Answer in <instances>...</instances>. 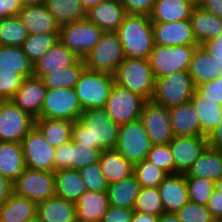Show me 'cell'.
I'll return each mask as SVG.
<instances>
[{"label":"cell","instance_id":"obj_1","mask_svg":"<svg viewBox=\"0 0 222 222\" xmlns=\"http://www.w3.org/2000/svg\"><path fill=\"white\" fill-rule=\"evenodd\" d=\"M119 128L105 108L86 109L73 122L72 141L94 149H115Z\"/></svg>","mask_w":222,"mask_h":222},{"label":"cell","instance_id":"obj_2","mask_svg":"<svg viewBox=\"0 0 222 222\" xmlns=\"http://www.w3.org/2000/svg\"><path fill=\"white\" fill-rule=\"evenodd\" d=\"M116 33L126 58H149L154 47V32L149 16L127 14Z\"/></svg>","mask_w":222,"mask_h":222},{"label":"cell","instance_id":"obj_3","mask_svg":"<svg viewBox=\"0 0 222 222\" xmlns=\"http://www.w3.org/2000/svg\"><path fill=\"white\" fill-rule=\"evenodd\" d=\"M114 83L151 100L155 78L148 59L125 58L113 74Z\"/></svg>","mask_w":222,"mask_h":222},{"label":"cell","instance_id":"obj_4","mask_svg":"<svg viewBox=\"0 0 222 222\" xmlns=\"http://www.w3.org/2000/svg\"><path fill=\"white\" fill-rule=\"evenodd\" d=\"M114 84V76L106 72L84 69L74 87L83 109L104 108Z\"/></svg>","mask_w":222,"mask_h":222},{"label":"cell","instance_id":"obj_5","mask_svg":"<svg viewBox=\"0 0 222 222\" xmlns=\"http://www.w3.org/2000/svg\"><path fill=\"white\" fill-rule=\"evenodd\" d=\"M197 46L155 45L149 55L150 67L155 80L178 71H188Z\"/></svg>","mask_w":222,"mask_h":222},{"label":"cell","instance_id":"obj_6","mask_svg":"<svg viewBox=\"0 0 222 222\" xmlns=\"http://www.w3.org/2000/svg\"><path fill=\"white\" fill-rule=\"evenodd\" d=\"M195 86L188 71H178L155 80L152 101L167 107L190 102Z\"/></svg>","mask_w":222,"mask_h":222},{"label":"cell","instance_id":"obj_7","mask_svg":"<svg viewBox=\"0 0 222 222\" xmlns=\"http://www.w3.org/2000/svg\"><path fill=\"white\" fill-rule=\"evenodd\" d=\"M125 58L117 33L103 32L98 43L83 60L86 69L113 75Z\"/></svg>","mask_w":222,"mask_h":222},{"label":"cell","instance_id":"obj_8","mask_svg":"<svg viewBox=\"0 0 222 222\" xmlns=\"http://www.w3.org/2000/svg\"><path fill=\"white\" fill-rule=\"evenodd\" d=\"M151 147L152 143L140 119L120 125L115 149L133 166L147 158Z\"/></svg>","mask_w":222,"mask_h":222},{"label":"cell","instance_id":"obj_9","mask_svg":"<svg viewBox=\"0 0 222 222\" xmlns=\"http://www.w3.org/2000/svg\"><path fill=\"white\" fill-rule=\"evenodd\" d=\"M102 34L103 31L86 18L60 26L59 41L79 58H84Z\"/></svg>","mask_w":222,"mask_h":222},{"label":"cell","instance_id":"obj_10","mask_svg":"<svg viewBox=\"0 0 222 222\" xmlns=\"http://www.w3.org/2000/svg\"><path fill=\"white\" fill-rule=\"evenodd\" d=\"M13 186L15 194L39 203L56 196L55 172L25 168Z\"/></svg>","mask_w":222,"mask_h":222},{"label":"cell","instance_id":"obj_11","mask_svg":"<svg viewBox=\"0 0 222 222\" xmlns=\"http://www.w3.org/2000/svg\"><path fill=\"white\" fill-rule=\"evenodd\" d=\"M35 127V118L11 100H0V141L21 143Z\"/></svg>","mask_w":222,"mask_h":222},{"label":"cell","instance_id":"obj_12","mask_svg":"<svg viewBox=\"0 0 222 222\" xmlns=\"http://www.w3.org/2000/svg\"><path fill=\"white\" fill-rule=\"evenodd\" d=\"M83 109L74 89H46V96L40 112V118L65 119L75 122Z\"/></svg>","mask_w":222,"mask_h":222},{"label":"cell","instance_id":"obj_13","mask_svg":"<svg viewBox=\"0 0 222 222\" xmlns=\"http://www.w3.org/2000/svg\"><path fill=\"white\" fill-rule=\"evenodd\" d=\"M145 101L139 94L114 83L104 108L115 123L122 125L140 119Z\"/></svg>","mask_w":222,"mask_h":222},{"label":"cell","instance_id":"obj_14","mask_svg":"<svg viewBox=\"0 0 222 222\" xmlns=\"http://www.w3.org/2000/svg\"><path fill=\"white\" fill-rule=\"evenodd\" d=\"M140 120L152 145L168 144L174 138L167 107L147 100L143 104Z\"/></svg>","mask_w":222,"mask_h":222},{"label":"cell","instance_id":"obj_15","mask_svg":"<svg viewBox=\"0 0 222 222\" xmlns=\"http://www.w3.org/2000/svg\"><path fill=\"white\" fill-rule=\"evenodd\" d=\"M26 168L54 171L55 148L34 127L21 141Z\"/></svg>","mask_w":222,"mask_h":222},{"label":"cell","instance_id":"obj_16","mask_svg":"<svg viewBox=\"0 0 222 222\" xmlns=\"http://www.w3.org/2000/svg\"><path fill=\"white\" fill-rule=\"evenodd\" d=\"M101 149L89 148L69 141L55 148L54 172L60 169L79 170L99 161Z\"/></svg>","mask_w":222,"mask_h":222},{"label":"cell","instance_id":"obj_17","mask_svg":"<svg viewBox=\"0 0 222 222\" xmlns=\"http://www.w3.org/2000/svg\"><path fill=\"white\" fill-rule=\"evenodd\" d=\"M168 144L174 158L175 174H186L208 146L206 136H174Z\"/></svg>","mask_w":222,"mask_h":222},{"label":"cell","instance_id":"obj_18","mask_svg":"<svg viewBox=\"0 0 222 222\" xmlns=\"http://www.w3.org/2000/svg\"><path fill=\"white\" fill-rule=\"evenodd\" d=\"M46 89L40 77L34 75L27 77L11 101L33 118H40L41 108L46 96Z\"/></svg>","mask_w":222,"mask_h":222},{"label":"cell","instance_id":"obj_19","mask_svg":"<svg viewBox=\"0 0 222 222\" xmlns=\"http://www.w3.org/2000/svg\"><path fill=\"white\" fill-rule=\"evenodd\" d=\"M152 26L155 45H199L194 38L190 20L152 23Z\"/></svg>","mask_w":222,"mask_h":222},{"label":"cell","instance_id":"obj_20","mask_svg":"<svg viewBox=\"0 0 222 222\" xmlns=\"http://www.w3.org/2000/svg\"><path fill=\"white\" fill-rule=\"evenodd\" d=\"M127 14L120 0H103L86 12V18L103 32H116Z\"/></svg>","mask_w":222,"mask_h":222},{"label":"cell","instance_id":"obj_21","mask_svg":"<svg viewBox=\"0 0 222 222\" xmlns=\"http://www.w3.org/2000/svg\"><path fill=\"white\" fill-rule=\"evenodd\" d=\"M157 188L166 213H176L190 201L185 174H168Z\"/></svg>","mask_w":222,"mask_h":222},{"label":"cell","instance_id":"obj_22","mask_svg":"<svg viewBox=\"0 0 222 222\" xmlns=\"http://www.w3.org/2000/svg\"><path fill=\"white\" fill-rule=\"evenodd\" d=\"M18 17L29 34L59 33L60 26L45 4L24 5Z\"/></svg>","mask_w":222,"mask_h":222},{"label":"cell","instance_id":"obj_23","mask_svg":"<svg viewBox=\"0 0 222 222\" xmlns=\"http://www.w3.org/2000/svg\"><path fill=\"white\" fill-rule=\"evenodd\" d=\"M196 6L192 0H156L149 17L152 23L190 20Z\"/></svg>","mask_w":222,"mask_h":222},{"label":"cell","instance_id":"obj_24","mask_svg":"<svg viewBox=\"0 0 222 222\" xmlns=\"http://www.w3.org/2000/svg\"><path fill=\"white\" fill-rule=\"evenodd\" d=\"M36 218L40 222H77L76 205L54 196L37 203Z\"/></svg>","mask_w":222,"mask_h":222},{"label":"cell","instance_id":"obj_25","mask_svg":"<svg viewBox=\"0 0 222 222\" xmlns=\"http://www.w3.org/2000/svg\"><path fill=\"white\" fill-rule=\"evenodd\" d=\"M79 57L60 41L34 63V76L42 77L73 65Z\"/></svg>","mask_w":222,"mask_h":222},{"label":"cell","instance_id":"obj_26","mask_svg":"<svg viewBox=\"0 0 222 222\" xmlns=\"http://www.w3.org/2000/svg\"><path fill=\"white\" fill-rule=\"evenodd\" d=\"M75 205L77 222H101L109 207L107 192L86 191Z\"/></svg>","mask_w":222,"mask_h":222},{"label":"cell","instance_id":"obj_27","mask_svg":"<svg viewBox=\"0 0 222 222\" xmlns=\"http://www.w3.org/2000/svg\"><path fill=\"white\" fill-rule=\"evenodd\" d=\"M190 101L199 116L200 136L208 137L222 120V104L205 99L196 89Z\"/></svg>","mask_w":222,"mask_h":222},{"label":"cell","instance_id":"obj_28","mask_svg":"<svg viewBox=\"0 0 222 222\" xmlns=\"http://www.w3.org/2000/svg\"><path fill=\"white\" fill-rule=\"evenodd\" d=\"M174 136H200L199 116L192 102L169 108Z\"/></svg>","mask_w":222,"mask_h":222},{"label":"cell","instance_id":"obj_29","mask_svg":"<svg viewBox=\"0 0 222 222\" xmlns=\"http://www.w3.org/2000/svg\"><path fill=\"white\" fill-rule=\"evenodd\" d=\"M195 88L210 82L221 75L220 63L204 50L201 45L196 47L188 70Z\"/></svg>","mask_w":222,"mask_h":222},{"label":"cell","instance_id":"obj_30","mask_svg":"<svg viewBox=\"0 0 222 222\" xmlns=\"http://www.w3.org/2000/svg\"><path fill=\"white\" fill-rule=\"evenodd\" d=\"M37 203L13 193L0 205V222H30L36 219Z\"/></svg>","mask_w":222,"mask_h":222},{"label":"cell","instance_id":"obj_31","mask_svg":"<svg viewBox=\"0 0 222 222\" xmlns=\"http://www.w3.org/2000/svg\"><path fill=\"white\" fill-rule=\"evenodd\" d=\"M98 163L108 184L126 179L134 173V166L116 149L102 150Z\"/></svg>","mask_w":222,"mask_h":222},{"label":"cell","instance_id":"obj_32","mask_svg":"<svg viewBox=\"0 0 222 222\" xmlns=\"http://www.w3.org/2000/svg\"><path fill=\"white\" fill-rule=\"evenodd\" d=\"M222 176V150L207 146L185 177H203L216 182Z\"/></svg>","mask_w":222,"mask_h":222},{"label":"cell","instance_id":"obj_33","mask_svg":"<svg viewBox=\"0 0 222 222\" xmlns=\"http://www.w3.org/2000/svg\"><path fill=\"white\" fill-rule=\"evenodd\" d=\"M190 22L194 38L199 45L222 33V19L205 12L199 6L193 9Z\"/></svg>","mask_w":222,"mask_h":222},{"label":"cell","instance_id":"obj_34","mask_svg":"<svg viewBox=\"0 0 222 222\" xmlns=\"http://www.w3.org/2000/svg\"><path fill=\"white\" fill-rule=\"evenodd\" d=\"M0 71L16 73L27 78L34 75V64L22 47L0 45Z\"/></svg>","mask_w":222,"mask_h":222},{"label":"cell","instance_id":"obj_35","mask_svg":"<svg viewBox=\"0 0 222 222\" xmlns=\"http://www.w3.org/2000/svg\"><path fill=\"white\" fill-rule=\"evenodd\" d=\"M25 168L21 143L0 141V175L14 182Z\"/></svg>","mask_w":222,"mask_h":222},{"label":"cell","instance_id":"obj_36","mask_svg":"<svg viewBox=\"0 0 222 222\" xmlns=\"http://www.w3.org/2000/svg\"><path fill=\"white\" fill-rule=\"evenodd\" d=\"M140 185L133 174L126 179L108 185L109 205L134 210Z\"/></svg>","mask_w":222,"mask_h":222},{"label":"cell","instance_id":"obj_37","mask_svg":"<svg viewBox=\"0 0 222 222\" xmlns=\"http://www.w3.org/2000/svg\"><path fill=\"white\" fill-rule=\"evenodd\" d=\"M56 196L67 201H76L87 191L78 170L60 169L55 171Z\"/></svg>","mask_w":222,"mask_h":222},{"label":"cell","instance_id":"obj_38","mask_svg":"<svg viewBox=\"0 0 222 222\" xmlns=\"http://www.w3.org/2000/svg\"><path fill=\"white\" fill-rule=\"evenodd\" d=\"M35 127L54 148L72 140L73 122L65 119L37 118Z\"/></svg>","mask_w":222,"mask_h":222},{"label":"cell","instance_id":"obj_39","mask_svg":"<svg viewBox=\"0 0 222 222\" xmlns=\"http://www.w3.org/2000/svg\"><path fill=\"white\" fill-rule=\"evenodd\" d=\"M45 5L59 26L86 19L87 11L80 0H46Z\"/></svg>","mask_w":222,"mask_h":222},{"label":"cell","instance_id":"obj_40","mask_svg":"<svg viewBox=\"0 0 222 222\" xmlns=\"http://www.w3.org/2000/svg\"><path fill=\"white\" fill-rule=\"evenodd\" d=\"M84 69V60L83 58H79L73 65H70L62 70L54 71L50 74L43 75L41 79L43 80L47 89H74Z\"/></svg>","mask_w":222,"mask_h":222},{"label":"cell","instance_id":"obj_41","mask_svg":"<svg viewBox=\"0 0 222 222\" xmlns=\"http://www.w3.org/2000/svg\"><path fill=\"white\" fill-rule=\"evenodd\" d=\"M28 36V30L18 16L0 20V45L22 47Z\"/></svg>","mask_w":222,"mask_h":222},{"label":"cell","instance_id":"obj_42","mask_svg":"<svg viewBox=\"0 0 222 222\" xmlns=\"http://www.w3.org/2000/svg\"><path fill=\"white\" fill-rule=\"evenodd\" d=\"M58 42L59 33L29 34L22 45V49L34 64Z\"/></svg>","mask_w":222,"mask_h":222},{"label":"cell","instance_id":"obj_43","mask_svg":"<svg viewBox=\"0 0 222 222\" xmlns=\"http://www.w3.org/2000/svg\"><path fill=\"white\" fill-rule=\"evenodd\" d=\"M159 217L164 213L158 188L140 187L134 210Z\"/></svg>","mask_w":222,"mask_h":222},{"label":"cell","instance_id":"obj_44","mask_svg":"<svg viewBox=\"0 0 222 222\" xmlns=\"http://www.w3.org/2000/svg\"><path fill=\"white\" fill-rule=\"evenodd\" d=\"M140 187L157 188L165 179L167 174L156 165L144 159L134 165L133 173Z\"/></svg>","mask_w":222,"mask_h":222},{"label":"cell","instance_id":"obj_45","mask_svg":"<svg viewBox=\"0 0 222 222\" xmlns=\"http://www.w3.org/2000/svg\"><path fill=\"white\" fill-rule=\"evenodd\" d=\"M185 179L190 201L206 206L215 188V182L203 177H185Z\"/></svg>","mask_w":222,"mask_h":222},{"label":"cell","instance_id":"obj_46","mask_svg":"<svg viewBox=\"0 0 222 222\" xmlns=\"http://www.w3.org/2000/svg\"><path fill=\"white\" fill-rule=\"evenodd\" d=\"M87 191L107 192L108 183L101 172L99 163H93L78 170Z\"/></svg>","mask_w":222,"mask_h":222},{"label":"cell","instance_id":"obj_47","mask_svg":"<svg viewBox=\"0 0 222 222\" xmlns=\"http://www.w3.org/2000/svg\"><path fill=\"white\" fill-rule=\"evenodd\" d=\"M146 159L162 169L167 175L175 174L174 158L169 144L152 145Z\"/></svg>","mask_w":222,"mask_h":222},{"label":"cell","instance_id":"obj_48","mask_svg":"<svg viewBox=\"0 0 222 222\" xmlns=\"http://www.w3.org/2000/svg\"><path fill=\"white\" fill-rule=\"evenodd\" d=\"M181 222H216L205 205L187 202L175 213Z\"/></svg>","mask_w":222,"mask_h":222},{"label":"cell","instance_id":"obj_49","mask_svg":"<svg viewBox=\"0 0 222 222\" xmlns=\"http://www.w3.org/2000/svg\"><path fill=\"white\" fill-rule=\"evenodd\" d=\"M24 79L22 75L0 71V100H11Z\"/></svg>","mask_w":222,"mask_h":222},{"label":"cell","instance_id":"obj_50","mask_svg":"<svg viewBox=\"0 0 222 222\" xmlns=\"http://www.w3.org/2000/svg\"><path fill=\"white\" fill-rule=\"evenodd\" d=\"M196 90L204 96L205 99L216 100L217 103L222 104V76L198 85Z\"/></svg>","mask_w":222,"mask_h":222},{"label":"cell","instance_id":"obj_51","mask_svg":"<svg viewBox=\"0 0 222 222\" xmlns=\"http://www.w3.org/2000/svg\"><path fill=\"white\" fill-rule=\"evenodd\" d=\"M128 14L149 16L156 0H120Z\"/></svg>","mask_w":222,"mask_h":222},{"label":"cell","instance_id":"obj_52","mask_svg":"<svg viewBox=\"0 0 222 222\" xmlns=\"http://www.w3.org/2000/svg\"><path fill=\"white\" fill-rule=\"evenodd\" d=\"M133 210L109 205L101 222H130Z\"/></svg>","mask_w":222,"mask_h":222},{"label":"cell","instance_id":"obj_53","mask_svg":"<svg viewBox=\"0 0 222 222\" xmlns=\"http://www.w3.org/2000/svg\"><path fill=\"white\" fill-rule=\"evenodd\" d=\"M206 207L216 222H222V193L214 188Z\"/></svg>","mask_w":222,"mask_h":222},{"label":"cell","instance_id":"obj_54","mask_svg":"<svg viewBox=\"0 0 222 222\" xmlns=\"http://www.w3.org/2000/svg\"><path fill=\"white\" fill-rule=\"evenodd\" d=\"M200 45L219 63L222 62V33L213 39L201 43Z\"/></svg>","mask_w":222,"mask_h":222},{"label":"cell","instance_id":"obj_55","mask_svg":"<svg viewBox=\"0 0 222 222\" xmlns=\"http://www.w3.org/2000/svg\"><path fill=\"white\" fill-rule=\"evenodd\" d=\"M0 4L1 20L10 16H18L23 7L20 0H0Z\"/></svg>","mask_w":222,"mask_h":222},{"label":"cell","instance_id":"obj_56","mask_svg":"<svg viewBox=\"0 0 222 222\" xmlns=\"http://www.w3.org/2000/svg\"><path fill=\"white\" fill-rule=\"evenodd\" d=\"M197 6L222 19V0H198Z\"/></svg>","mask_w":222,"mask_h":222},{"label":"cell","instance_id":"obj_57","mask_svg":"<svg viewBox=\"0 0 222 222\" xmlns=\"http://www.w3.org/2000/svg\"><path fill=\"white\" fill-rule=\"evenodd\" d=\"M14 193L13 182L0 175V205Z\"/></svg>","mask_w":222,"mask_h":222},{"label":"cell","instance_id":"obj_58","mask_svg":"<svg viewBox=\"0 0 222 222\" xmlns=\"http://www.w3.org/2000/svg\"><path fill=\"white\" fill-rule=\"evenodd\" d=\"M208 146L222 150V120L218 127L207 137Z\"/></svg>","mask_w":222,"mask_h":222},{"label":"cell","instance_id":"obj_59","mask_svg":"<svg viewBox=\"0 0 222 222\" xmlns=\"http://www.w3.org/2000/svg\"><path fill=\"white\" fill-rule=\"evenodd\" d=\"M158 217L150 214L133 211L130 222H157Z\"/></svg>","mask_w":222,"mask_h":222},{"label":"cell","instance_id":"obj_60","mask_svg":"<svg viewBox=\"0 0 222 222\" xmlns=\"http://www.w3.org/2000/svg\"><path fill=\"white\" fill-rule=\"evenodd\" d=\"M157 222H181L175 213L164 212L158 217Z\"/></svg>","mask_w":222,"mask_h":222},{"label":"cell","instance_id":"obj_61","mask_svg":"<svg viewBox=\"0 0 222 222\" xmlns=\"http://www.w3.org/2000/svg\"><path fill=\"white\" fill-rule=\"evenodd\" d=\"M83 8L88 11L90 8L97 6L103 0H80Z\"/></svg>","mask_w":222,"mask_h":222},{"label":"cell","instance_id":"obj_62","mask_svg":"<svg viewBox=\"0 0 222 222\" xmlns=\"http://www.w3.org/2000/svg\"><path fill=\"white\" fill-rule=\"evenodd\" d=\"M22 5H39L45 4L46 0H20Z\"/></svg>","mask_w":222,"mask_h":222},{"label":"cell","instance_id":"obj_63","mask_svg":"<svg viewBox=\"0 0 222 222\" xmlns=\"http://www.w3.org/2000/svg\"><path fill=\"white\" fill-rule=\"evenodd\" d=\"M215 188L222 193V176L215 182Z\"/></svg>","mask_w":222,"mask_h":222},{"label":"cell","instance_id":"obj_64","mask_svg":"<svg viewBox=\"0 0 222 222\" xmlns=\"http://www.w3.org/2000/svg\"><path fill=\"white\" fill-rule=\"evenodd\" d=\"M220 70H221V75L222 76V62H220Z\"/></svg>","mask_w":222,"mask_h":222},{"label":"cell","instance_id":"obj_65","mask_svg":"<svg viewBox=\"0 0 222 222\" xmlns=\"http://www.w3.org/2000/svg\"><path fill=\"white\" fill-rule=\"evenodd\" d=\"M30 222H40L37 218Z\"/></svg>","mask_w":222,"mask_h":222},{"label":"cell","instance_id":"obj_66","mask_svg":"<svg viewBox=\"0 0 222 222\" xmlns=\"http://www.w3.org/2000/svg\"><path fill=\"white\" fill-rule=\"evenodd\" d=\"M0 20H1V4H0Z\"/></svg>","mask_w":222,"mask_h":222}]
</instances>
